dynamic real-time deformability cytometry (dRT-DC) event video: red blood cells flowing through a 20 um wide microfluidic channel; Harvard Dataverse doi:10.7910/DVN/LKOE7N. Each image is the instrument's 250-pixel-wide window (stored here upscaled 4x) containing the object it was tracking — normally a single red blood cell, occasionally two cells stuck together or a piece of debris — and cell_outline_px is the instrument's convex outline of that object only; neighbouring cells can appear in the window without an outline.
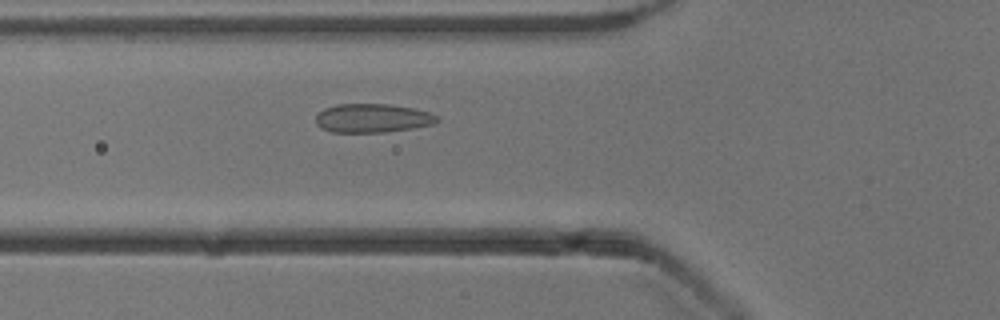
{"species": "common noctule bat (a hibernating species)", "species_latin": "Nyctalus noctula", "temperature_condition": "cold", "stored_images_in_passage": 50, "camera_frame_rate_fps": 3000, "um_per_image_px": 0.085, "animal": {"sex": "male", "body_mass_g": 13.3}, "frame": {"image": 1, "passage_image": 17, "time_ms": 5.333, "image_size_px": [1000, 320], "cell_outline_px": [[440, 120], [432, 124], [412, 128], [384, 132], [332, 132], [320, 128], [316, 124], [316, 116], [324, 108], [336, 104], [388, 104], [416, 108], [440, 116]], "centroid_in_image_um": [31.67, 10.04], "position_along_channel_um": 94.1, "area_um2": 20.46}}
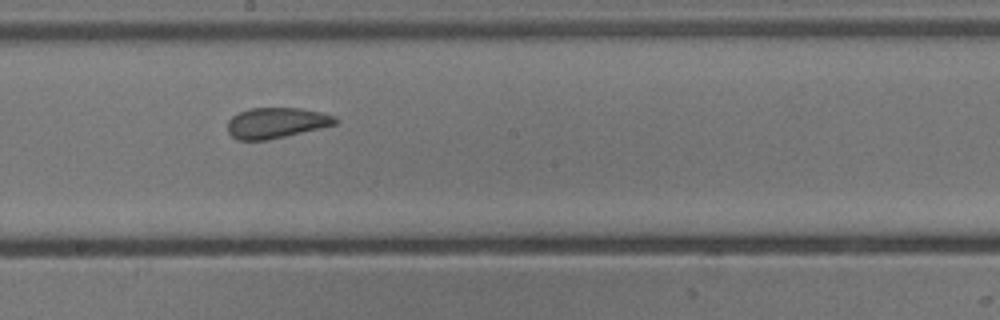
{"frame": {"image": 2, "passage_image": 27, "time_ms": 8.667, "image_size_px": [1000, 320], "cell_outline_px": [[340, 120], [336, 124], [320, 128], [268, 140], [236, 140], [228, 132], [228, 120], [232, 116], [240, 112], [252, 108], [300, 108], [320, 112], [336, 116]], "centroid_in_image_um": [23.5, 10.44], "position_along_channel_um": 224.7, "area_um2": 19.19}}
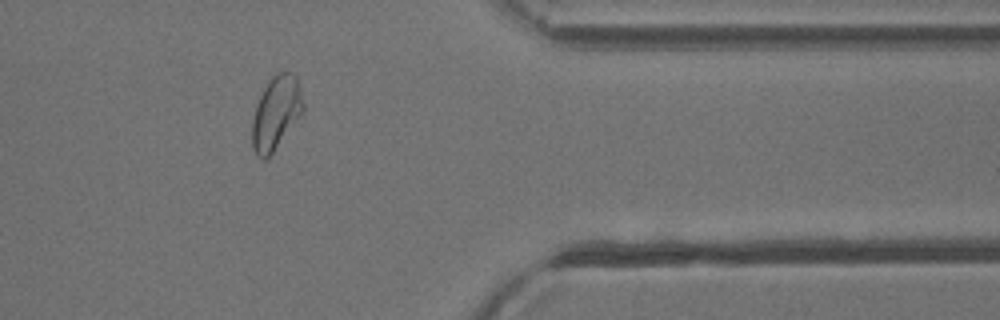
{"frame": {"image": 3, "passage_image": 41, "time_ms": 13.333, "image_size_px": [1000, 320], "cell_outline_px": [[304, 112], [272, 152], [264, 160], [256, 156], [252, 148], [252, 120], [260, 96], [268, 80], [276, 72], [284, 68], [292, 72], [296, 76], [300, 88], [304, 104]], "centroid_in_image_um": [23.48, 9.54], "position_along_channel_um": 387.9, "area_um2": 21.96}, "authors_computed_cell_mechanics": {"area_um2": 21.4727, "velocity_mm_per_s": 3.895, "shape_relaxation_time_tau1_ms": 8.4105, "shape_relaxation_time_tau2_ms": 1.0355, "deformation_change_tau1": 0.15, "deformation_change_tau2": 0.039}}